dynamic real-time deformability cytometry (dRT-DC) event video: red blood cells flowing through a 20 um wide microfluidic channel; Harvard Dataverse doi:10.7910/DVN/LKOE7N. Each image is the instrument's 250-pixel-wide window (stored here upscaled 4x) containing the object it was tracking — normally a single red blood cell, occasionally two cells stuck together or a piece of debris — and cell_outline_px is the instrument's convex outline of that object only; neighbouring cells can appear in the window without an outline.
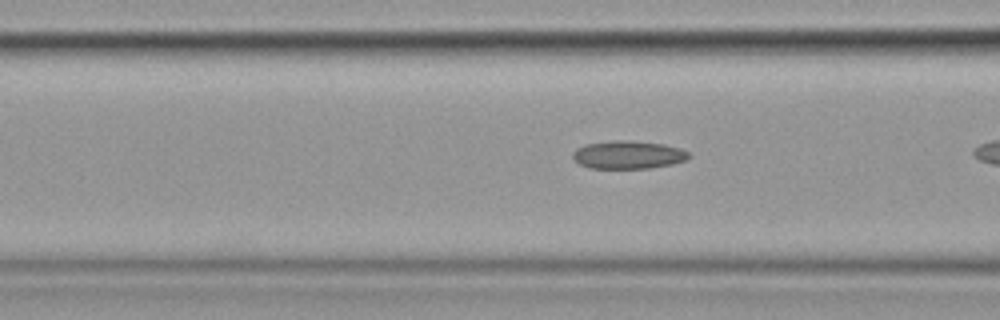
{"species": "common noctule bat (a hibernating species)", "species_latin": "Nyctalus noctula", "temperature_condition": "cold", "stored_images_in_passage": 20, "camera_frame_rate_fps": 3000, "um_per_image_px": 0.085, "animal": {"sex": "female", "body_mass_g": 19.9}, "frame": {"image": 1, "passage_image": 19, "time_ms": 6.0, "image_size_px": [1000, 320], "cell_outline_px": [[692, 156], [684, 160], [672, 164], [648, 168], [588, 168], [580, 164], [572, 156], [572, 152], [576, 148], [584, 144], [616, 140], [628, 140], [664, 144], [680, 148], [688, 152]], "centroid_in_image_um": [53.38, 13.15], "position_along_channel_um": 113.2, "area_um2": 18.96}}